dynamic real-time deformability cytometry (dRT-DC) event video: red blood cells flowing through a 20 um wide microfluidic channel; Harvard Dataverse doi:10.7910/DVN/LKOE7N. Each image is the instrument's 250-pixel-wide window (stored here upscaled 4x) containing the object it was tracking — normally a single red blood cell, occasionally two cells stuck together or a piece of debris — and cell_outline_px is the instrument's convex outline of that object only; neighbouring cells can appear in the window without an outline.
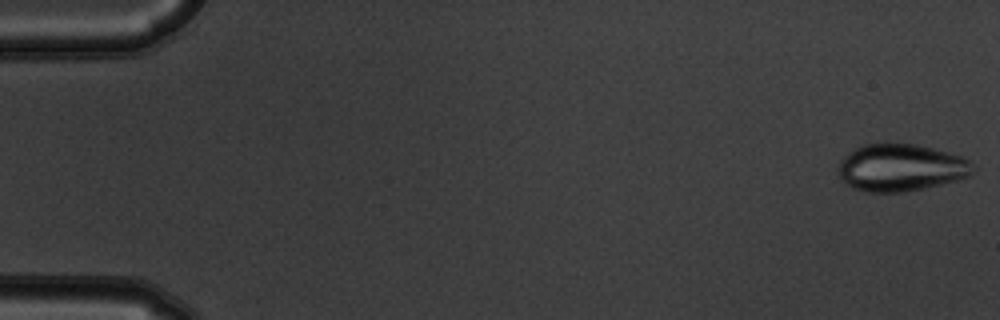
{"species": "common noctule bat (a hibernating species)", "species_latin": "Nyctalus noctula", "temperature_condition": "warm", "stored_images_in_passage": 54, "camera_frame_rate_fps": 3000, "um_per_image_px": 0.085, "animal": {"sex": "male", "body_mass_g": 19.5, "forearm_length_mm": 54.6}, "frame": {"image": 1, "passage_image": 1, "time_ms": 0.0, "image_size_px": [1000, 320], "cell_outline_px": [[976, 168], [968, 176], [956, 180], [924, 188], [904, 192], [864, 192], [852, 188], [844, 184], [840, 176], [840, 160], [856, 148], [864, 144], [916, 144], [932, 148], [960, 156], [968, 160]], "centroid_in_image_um": [76.56, 14.27], "position_along_channel_um": 8.4, "area_um2": 36.7}}
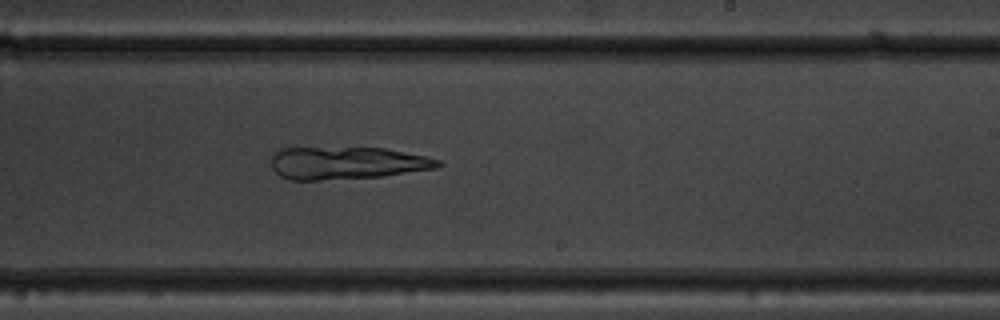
{"frame": {"image": 2, "passage_image": 33, "time_ms": 10.667, "image_size_px": [1000, 320], "cell_outline_px": [[444, 164], [436, 168], [384, 176], [316, 180], [288, 180], [280, 176], [272, 168], [272, 156], [280, 148], [384, 148], [424, 156], [440, 160]], "centroid_in_image_um": [29.47, 13.86], "position_along_channel_um": 259.5, "area_um2": 31.44}}
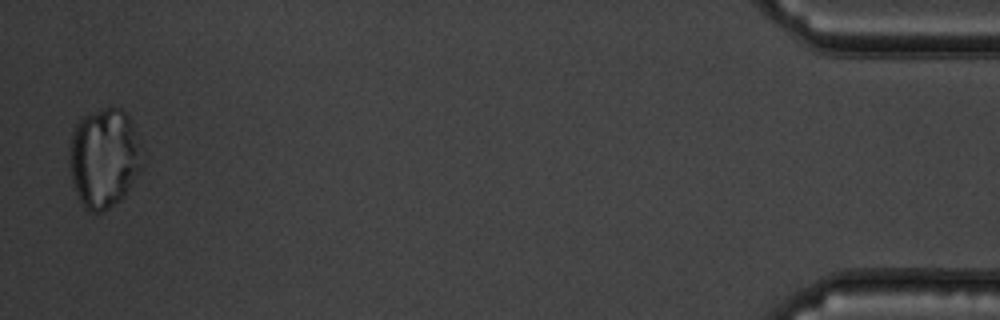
{"frame": {"image": 3, "passage_image": 53, "time_ms": 17.333, "image_size_px": [1000, 320], "cell_outline_px": [[144, 164], [124, 196], [120, 200], [108, 208], [100, 212], [92, 212], [84, 208], [76, 192], [72, 180], [68, 160], [68, 152], [72, 132], [76, 124], [84, 116], [112, 104], [120, 108], [128, 116], [140, 144]], "centroid_in_image_um": [8.84, 13.41], "position_along_channel_um": 426.4, "area_um2": 42.48}}